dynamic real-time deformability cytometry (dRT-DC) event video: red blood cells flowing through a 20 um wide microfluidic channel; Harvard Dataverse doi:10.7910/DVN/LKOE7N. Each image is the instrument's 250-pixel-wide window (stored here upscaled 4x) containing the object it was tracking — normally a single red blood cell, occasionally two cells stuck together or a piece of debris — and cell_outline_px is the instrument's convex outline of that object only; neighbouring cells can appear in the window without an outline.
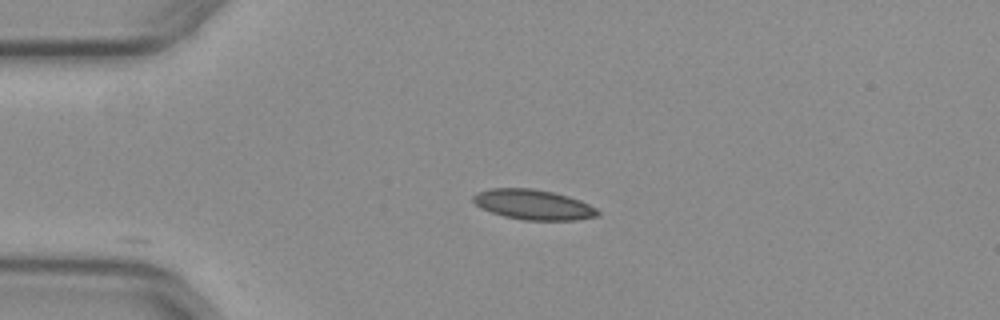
{"species": "common noctule bat (a hibernating species)", "species_latin": "Nyctalus noctula", "temperature_condition": "warm", "stored_images_in_passage": 35, "camera_frame_rate_fps": 3000, "um_per_image_px": 0.085, "animal": {"sex": "female", "body_mass_g": 29.2, "forearm_length_mm": 56.3}, "frame": {"image": 1, "passage_image": 1, "time_ms": 0.0, "image_size_px": [1000, 320], "cell_outline_px": [[600, 216], [576, 220], [524, 220], [504, 216], [480, 208], [472, 200], [472, 196], [476, 192], [492, 188], [532, 188], [552, 192], [568, 196], [580, 200], [596, 208], [600, 212]], "centroid_in_image_um": [45.33, 17.39], "position_along_channel_um": 39.7, "area_um2": 21.91}}
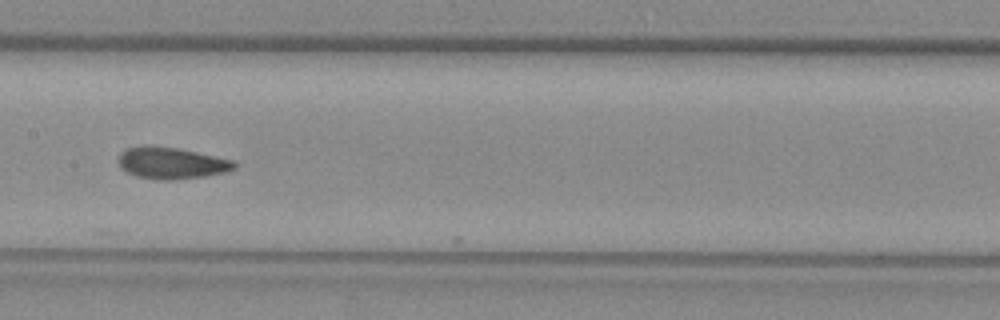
{"frame": {"image": 2, "passage_image": 15, "time_ms": 4.667, "image_size_px": [1000, 320], "cell_outline_px": [[236, 168], [224, 172], [204, 176], [176, 180], [160, 180], [136, 176], [120, 168], [120, 152], [124, 148], [144, 144], [176, 148], [196, 152], [232, 160], [236, 164]], "centroid_in_image_um": [14.53, 13.85], "position_along_channel_um": 192.9, "area_um2": 21.33}}
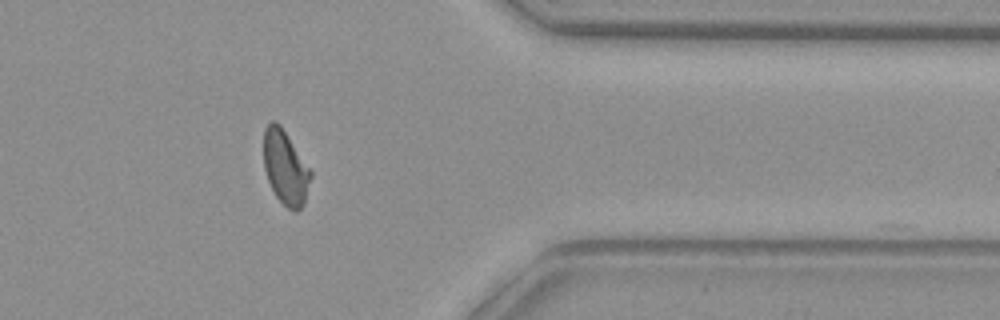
{"frame": {"image": 3, "passage_image": 31, "time_ms": 10.0, "image_size_px": [1000, 320], "cell_outline_px": [[312, 176], [304, 200], [300, 208], [296, 212], [288, 208], [276, 196], [268, 180], [264, 168], [264, 128], [272, 120], [276, 120], [280, 124], [312, 172]], "centroid_in_image_um": [24.24, 14.21], "position_along_channel_um": 387.2, "area_um2": 20.0}, "authors_computed_cell_mechanics": {"area_um2": 20.808, "velocity_mm_per_s": 3.9537, "shape_relaxation_time_tau1_ms": null, "shape_relaxation_time_tau2_ms": 1.6319, "deformation_change_tau1": null, "deformation_change_tau2": 0.0806}}